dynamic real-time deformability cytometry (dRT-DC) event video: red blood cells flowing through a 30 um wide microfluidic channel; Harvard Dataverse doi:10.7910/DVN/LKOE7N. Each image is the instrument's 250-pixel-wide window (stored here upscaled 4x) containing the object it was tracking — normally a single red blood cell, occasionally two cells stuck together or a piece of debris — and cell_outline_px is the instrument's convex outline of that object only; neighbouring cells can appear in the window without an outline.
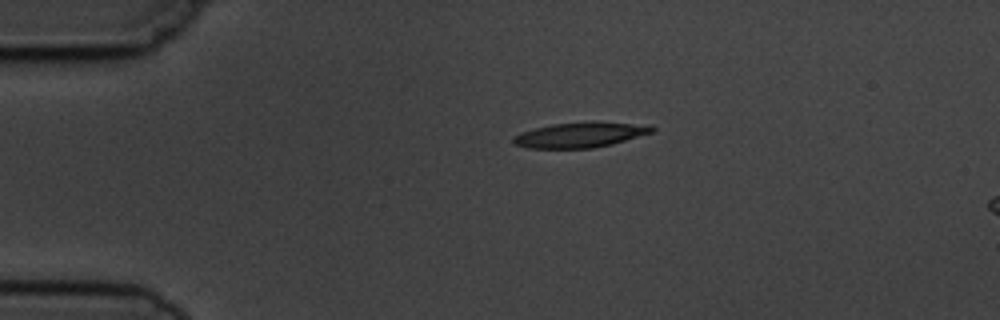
{"species": "common noctule bat (a hibernating species)", "species_latin": "Nyctalus noctula", "temperature_condition": "cold", "stored_images_in_passage": 3, "camera_frame_rate_fps": 3000, "um_per_image_px": 0.085, "animal": {"sex": "male", "body_mass_g": 19.5, "forearm_length_mm": 54.6}, "frame": {"image": 1, "passage_image": 1, "time_ms": 0.0, "image_size_px": [1000, 320], "cell_outline_px": [[656, 132], [612, 144], [592, 148], [528, 148], [512, 144], [512, 136], [520, 132], [552, 124], [652, 124], [656, 128]], "centroid_in_image_um": [49.3, 11.51], "position_along_channel_um": 35.7, "area_um2": 19.71}}